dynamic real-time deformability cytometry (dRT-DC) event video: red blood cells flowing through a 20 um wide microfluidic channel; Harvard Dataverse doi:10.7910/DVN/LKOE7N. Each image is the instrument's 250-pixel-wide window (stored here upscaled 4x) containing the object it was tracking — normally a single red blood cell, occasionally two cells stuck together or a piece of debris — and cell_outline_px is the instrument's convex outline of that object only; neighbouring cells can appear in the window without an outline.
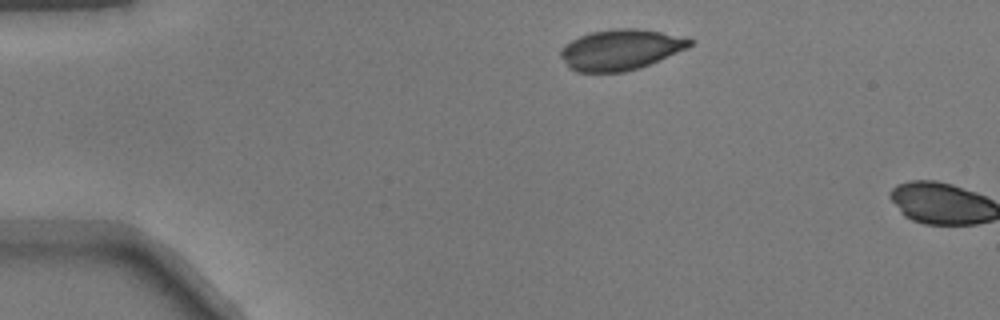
{"species": "common noctule bat (a hibernating species)", "species_latin": "Nyctalus noctula", "temperature_condition": "warm", "stored_images_in_passage": 2, "camera_frame_rate_fps": 3000, "um_per_image_px": 0.085, "animal": {"sex": "male", "body_mass_g": 17.9}, "frame": {"image": 1, "passage_image": 1, "time_ms": 0.0, "image_size_px": [1000, 320], "cell_outline_px": [[692, 44], [688, 48], [640, 68], [624, 72], [576, 72], [568, 68], [560, 56], [560, 48], [564, 44], [580, 36], [592, 32], [612, 28], [636, 28], [660, 32], [692, 40]], "centroid_in_image_um": [52.69, 4.23], "position_along_channel_um": 32.3, "area_um2": 30.52}}